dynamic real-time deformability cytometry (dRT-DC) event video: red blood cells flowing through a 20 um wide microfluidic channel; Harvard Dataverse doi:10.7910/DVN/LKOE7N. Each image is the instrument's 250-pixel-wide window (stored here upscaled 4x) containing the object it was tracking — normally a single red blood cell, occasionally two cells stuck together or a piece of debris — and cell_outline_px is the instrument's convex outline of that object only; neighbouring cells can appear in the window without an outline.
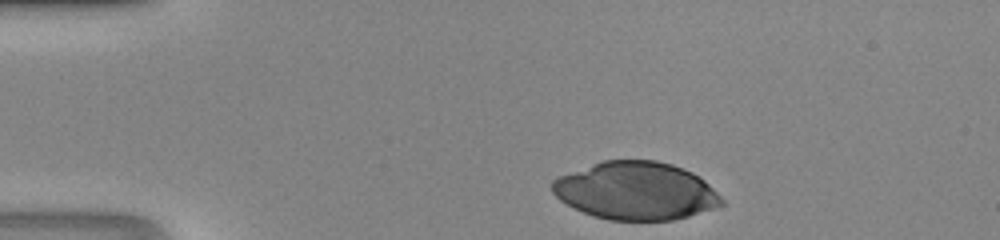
{"species": "human", "species_latin": "Homo sapiens", "temperature_condition": "room temperature", "stored_images_in_passage": 32, "camera_frame_rate_fps": 3000, "um_per_image_px": 0.085, "donor": {"sex": "male"}, "frame": {"image": 1, "passage_image": 1, "time_ms": 0.0, "image_size_px": [1000, 240], "cell_outline_px": [[724, 204], [688, 216], [672, 220], [608, 220], [592, 216], [560, 200], [552, 192], [552, 180], [560, 176], [604, 160], [656, 160], [672, 164], [692, 172], [704, 180], [724, 200]], "centroid_in_image_um": [54.05, 16.22], "position_along_channel_um": 31.0, "area_um2": 56.64}}